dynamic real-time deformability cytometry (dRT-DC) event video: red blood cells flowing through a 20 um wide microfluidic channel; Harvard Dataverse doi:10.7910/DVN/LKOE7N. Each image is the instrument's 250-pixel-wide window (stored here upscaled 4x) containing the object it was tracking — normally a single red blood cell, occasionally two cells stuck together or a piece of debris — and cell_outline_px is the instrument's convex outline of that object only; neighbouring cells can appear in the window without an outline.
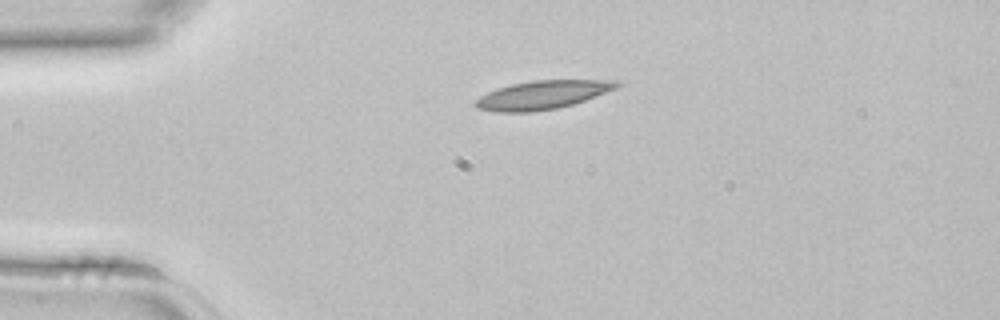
{"species": "common noctule bat (a hibernating species)", "species_latin": "Nyctalus noctula", "temperature_condition": "room temperature", "stored_images_in_passage": 1, "camera_frame_rate_fps": 3000, "um_per_image_px": 0.085, "animal": {"sex": "female", "body_mass_g": 22.7, "forearm_length_mm": 54.2}, "frame": {"image": 1, "passage_image": 1, "time_ms": 0.0, "image_size_px": [1000, 320], "cell_outline_px": [[620, 84], [616, 88], [584, 100], [572, 104], [556, 108], [532, 112], [496, 112], [476, 108], [476, 100], [480, 96], [496, 88], [512, 84], [532, 80], [616, 80]], "centroid_in_image_um": [46.07, 8.06], "position_along_channel_um": 38.9, "area_um2": 23.24}}